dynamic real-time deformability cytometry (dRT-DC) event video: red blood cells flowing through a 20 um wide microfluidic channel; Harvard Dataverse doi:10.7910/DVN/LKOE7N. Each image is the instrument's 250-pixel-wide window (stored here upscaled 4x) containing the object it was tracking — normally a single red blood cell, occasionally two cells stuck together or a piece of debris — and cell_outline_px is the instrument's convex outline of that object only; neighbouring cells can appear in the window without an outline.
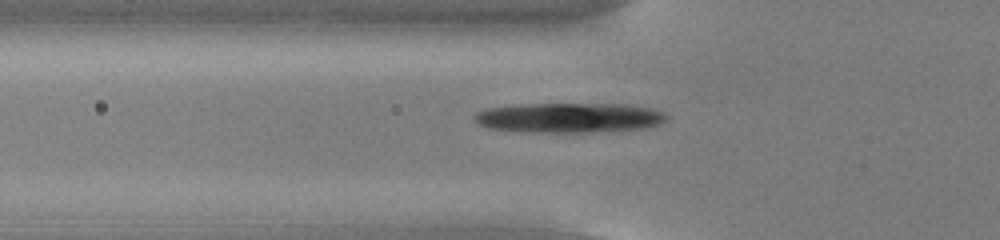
{"species": "common noctule bat (a hibernating species)", "species_latin": "Nyctalus noctula", "temperature_condition": "cold", "stored_images_in_passage": 37, "camera_frame_rate_fps": 3000, "um_per_image_px": 0.085, "animal": {"sex": "male", "body_mass_g": 13.0, "forearm_length_mm": 53.1}, "frame": {"image": 1, "passage_image": 2, "time_ms": 0.333, "image_size_px": [1000, 240], "cell_outline_px": [[668, 120], [652, 128], [588, 132], [536, 132], [488, 128], [480, 124], [472, 116], [476, 112], [488, 108], [520, 104], [624, 104], [652, 108], [664, 112], [668, 116]], "centroid_in_image_um": [48.46, 10.0], "position_along_channel_um": 77.3, "area_um2": 33.58}}
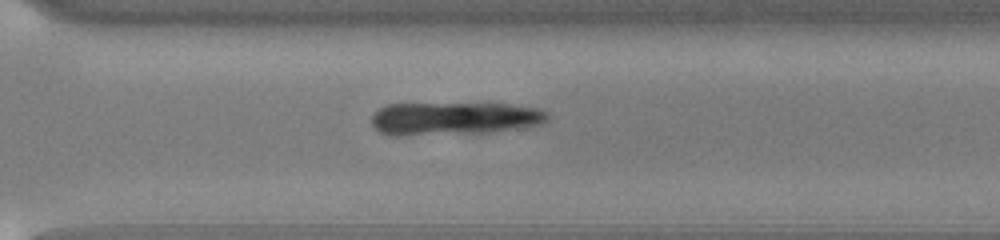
{"frame": {"image": 2, "passage_image": 22, "time_ms": 7.0, "image_size_px": [1000, 240], "cell_outline_px": [[548, 120], [544, 124], [488, 132], [400, 136], [388, 136], [380, 132], [372, 124], [372, 116], [380, 108], [388, 104], [504, 104], [536, 108], [548, 112]], "centroid_in_image_um": [38.58, 10.08], "position_along_channel_um": 332.0, "area_um2": 33.64}}
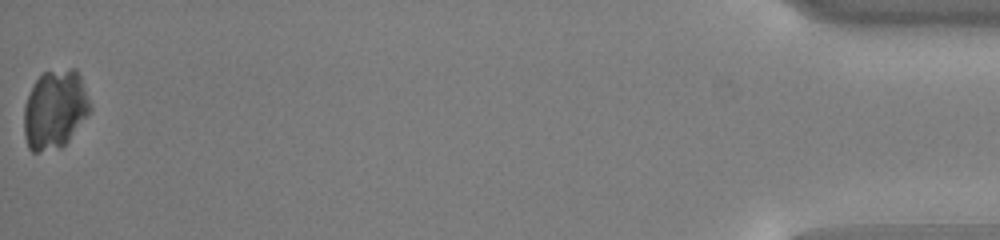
{"frame": {"image": 3, "passage_image": 37, "time_ms": 12.0, "image_size_px": [1000, 240], "cell_outline_px": [[92, 108], [68, 140], [60, 148], [36, 152], [32, 152], [28, 148], [24, 136], [24, 104], [36, 80], [44, 72], [72, 68], [76, 68], [80, 76]], "centroid_in_image_um": [4.65, 9.31], "position_along_channel_um": 430.6, "area_um2": 30.11}}